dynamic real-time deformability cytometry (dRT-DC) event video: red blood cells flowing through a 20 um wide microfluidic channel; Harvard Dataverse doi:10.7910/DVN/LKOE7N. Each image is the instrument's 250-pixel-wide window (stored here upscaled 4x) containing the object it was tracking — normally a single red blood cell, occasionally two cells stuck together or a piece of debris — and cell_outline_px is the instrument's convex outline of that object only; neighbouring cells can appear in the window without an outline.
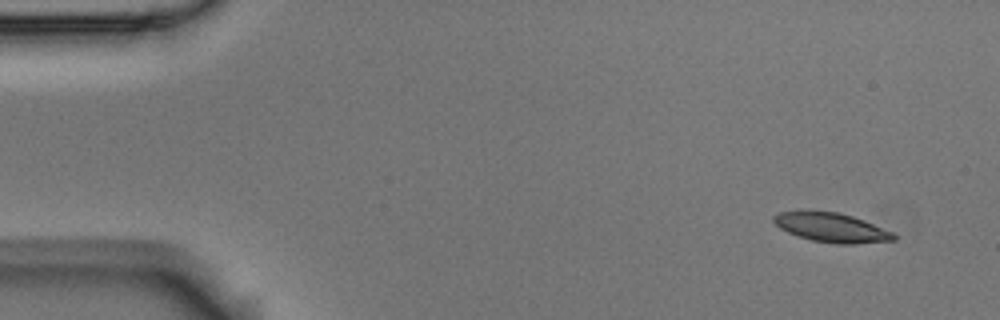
{"species": "Egyptian fruit bat (a non-hibernating species)", "species_latin": "Rousettus aegyptiacus", "temperature_condition": "room temperature", "stored_images_in_passage": 5, "camera_frame_rate_fps": 3000, "um_per_image_px": 0.085, "animal": {"sex": "male"}, "frame": {"image": 1, "passage_image": 1, "time_ms": 0.0, "image_size_px": [1000, 320], "cell_outline_px": [[896, 240], [856, 244], [836, 244], [812, 240], [788, 232], [780, 228], [772, 220], [772, 216], [780, 212], [800, 208], [808, 208], [836, 212], [852, 216], [864, 220], [892, 232], [896, 236]], "centroid_in_image_um": [70.61, 19.3], "position_along_channel_um": 14.4, "area_um2": 20.98}}
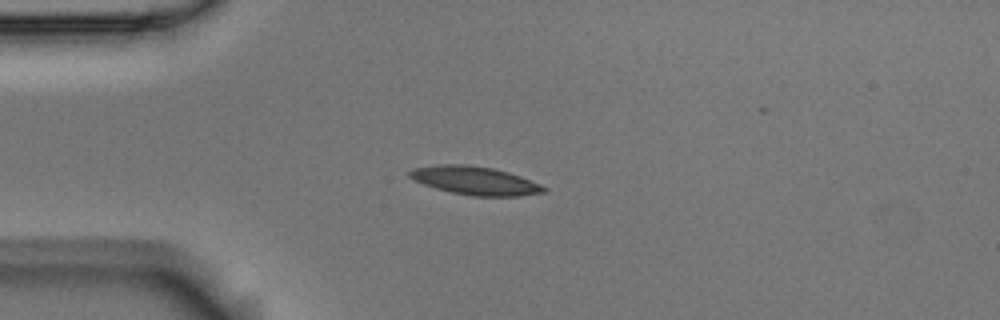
{"frame": {"image": 2, "passage_image": 4, "time_ms": 1.0, "image_size_px": [1000, 320], "cell_outline_px": [[548, 188], [544, 192], [520, 196], [472, 196], [452, 192], [436, 188], [412, 180], [408, 176], [408, 172], [412, 168], [440, 164], [468, 164], [492, 168], [508, 172], [520, 176], [540, 184]], "centroid_in_image_um": [40.35, 15.34], "position_along_channel_um": 44.6, "area_um2": 22.2}}